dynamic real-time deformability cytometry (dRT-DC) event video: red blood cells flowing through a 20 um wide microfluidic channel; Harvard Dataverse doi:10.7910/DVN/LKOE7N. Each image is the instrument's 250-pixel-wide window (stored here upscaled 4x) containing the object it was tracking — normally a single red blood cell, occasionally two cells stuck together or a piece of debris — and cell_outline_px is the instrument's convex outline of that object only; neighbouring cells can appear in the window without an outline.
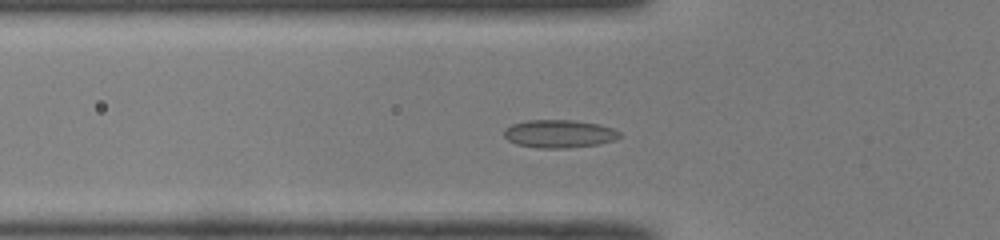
{"species": "common noctule bat (a hibernating species)", "species_latin": "Nyctalus noctula", "temperature_condition": "room temperature", "stored_images_in_passage": 39, "segment_of_instrument_passage": [1, 2], "camera_frame_rate_fps": 3000, "um_per_image_px": 0.085, "animal": {"sex": "male", "body_mass_g": 19.0, "forearm_length_mm": 50.8}, "frame": {"image": 1, "passage_image": 5, "time_ms": 1.333, "image_size_px": [1000, 240], "cell_outline_px": [[624, 136], [616, 140], [600, 144], [568, 148], [536, 148], [516, 144], [508, 140], [504, 136], [504, 128], [512, 124], [528, 120], [572, 120], [600, 124], [612, 128], [620, 132]], "centroid_in_image_um": [47.56, 11.38], "position_along_channel_um": 78.2, "area_um2": 19.13}}
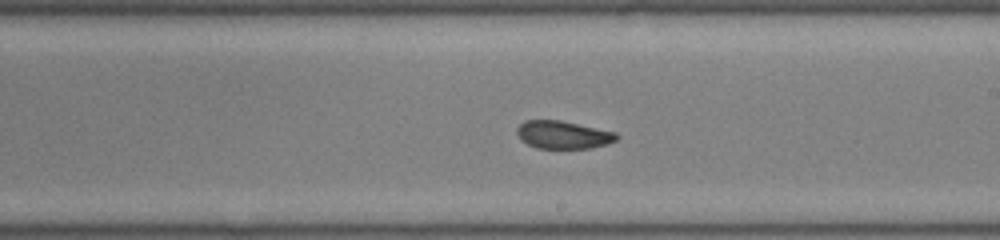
{"frame": {"image": 2, "passage_image": 17, "time_ms": 5.333, "image_size_px": [1000, 240], "cell_outline_px": [[620, 136], [616, 140], [592, 148], [536, 148], [520, 140], [516, 132], [516, 128], [524, 120], [560, 120], [616, 132]], "centroid_in_image_um": [47.83, 11.45], "position_along_channel_um": 241.2, "area_um2": 16.18}}
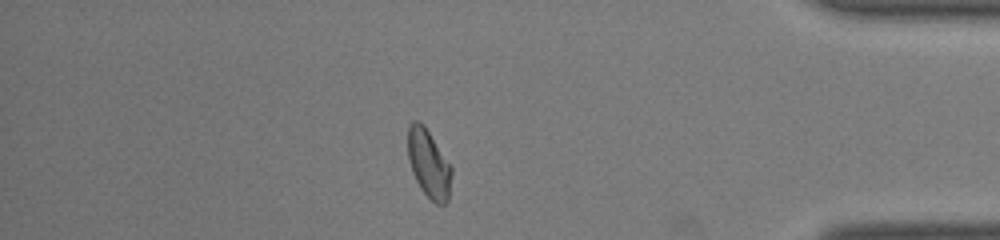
{"frame": {"image": 3, "passage_image": 31, "time_ms": 10.0, "image_size_px": [1000, 240], "cell_outline_px": [[452, 172], [448, 200], [444, 204], [436, 204], [420, 188], [412, 172], [408, 160], [408, 124], [412, 120], [416, 120], [424, 124], [452, 164]], "centroid_in_image_um": [36.45, 13.87], "position_along_channel_um": 398.7, "area_um2": 17.69}}